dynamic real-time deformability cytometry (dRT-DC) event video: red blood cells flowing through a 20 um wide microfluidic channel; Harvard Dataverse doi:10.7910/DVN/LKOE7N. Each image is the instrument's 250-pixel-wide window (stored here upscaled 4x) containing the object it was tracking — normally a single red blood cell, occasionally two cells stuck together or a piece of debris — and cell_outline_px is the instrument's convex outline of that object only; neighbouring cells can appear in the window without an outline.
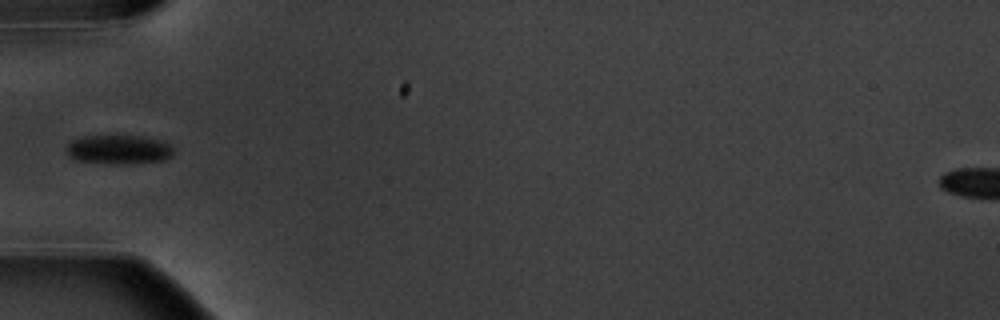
{"species": "common noctule bat (a hibernating species)", "species_latin": "Nyctalus noctula", "temperature_condition": "warm", "stored_images_in_passage": 1, "camera_frame_rate_fps": 3000, "um_per_image_px": 0.085, "animal": {"sex": "male", "body_mass_g": 20.1, "forearm_length_mm": 53.5}, "frame": {"image": 1, "passage_image": 1, "time_ms": 0.0, "image_size_px": [1000, 320], "cell_outline_px": [[172, 156], [164, 160], [128, 164], [108, 164], [72, 160], [68, 156], [64, 148], [72, 140], [84, 136], [144, 136], [160, 140], [168, 144], [172, 148]], "centroid_in_image_um": [10.03, 12.72], "position_along_channel_um": 75.0, "area_um2": 18.44}}